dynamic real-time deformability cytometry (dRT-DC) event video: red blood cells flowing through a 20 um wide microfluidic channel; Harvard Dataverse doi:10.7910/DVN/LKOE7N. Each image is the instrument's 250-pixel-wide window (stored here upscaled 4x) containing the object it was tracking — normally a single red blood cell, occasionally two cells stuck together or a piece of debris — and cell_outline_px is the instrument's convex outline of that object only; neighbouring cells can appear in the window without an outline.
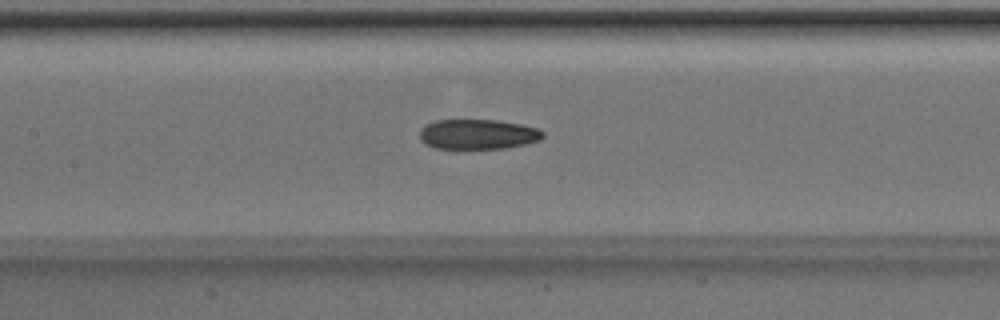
{"species": "Egyptian fruit bat (a non-hibernating species)", "species_latin": "Rousettus aegyptiacus", "temperature_condition": "room temperature", "stored_images_in_passage": 44, "camera_frame_rate_fps": 3000, "um_per_image_px": 0.085, "animal": {"sex": "male"}, "frame": {"image": 1, "passage_image": 17, "time_ms": 5.333, "image_size_px": [1000, 320], "cell_outline_px": [[544, 136], [540, 140], [524, 144], [504, 148], [436, 148], [424, 144], [420, 140], [420, 128], [424, 124], [436, 120], [496, 120], [520, 124], [536, 128], [544, 132]], "centroid_in_image_um": [40.58, 11.4], "position_along_channel_um": 166.8, "area_um2": 21.5}}
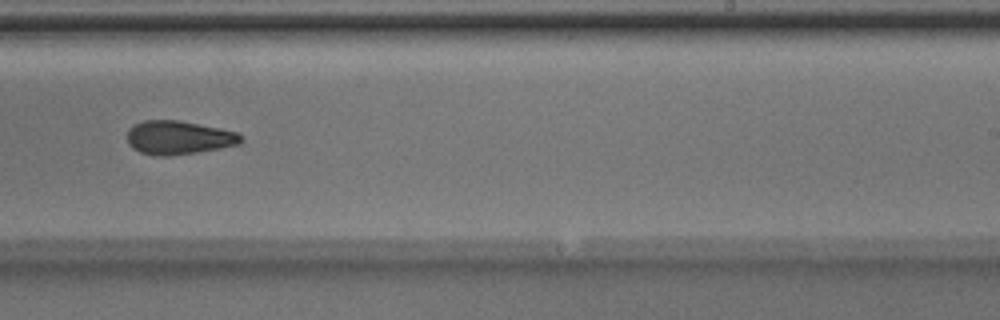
{"frame": {"image": 2, "passage_image": 25, "time_ms": 8.0, "image_size_px": [1000, 320], "cell_outline_px": [[244, 140], [240, 144], [220, 148], [196, 152], [168, 156], [152, 156], [140, 152], [132, 148], [128, 144], [128, 128], [144, 120], [180, 120], [220, 128], [236, 132], [244, 136]], "centroid_in_image_um": [15.19, 11.7], "position_along_channel_um": 273.8, "area_um2": 22.48}}
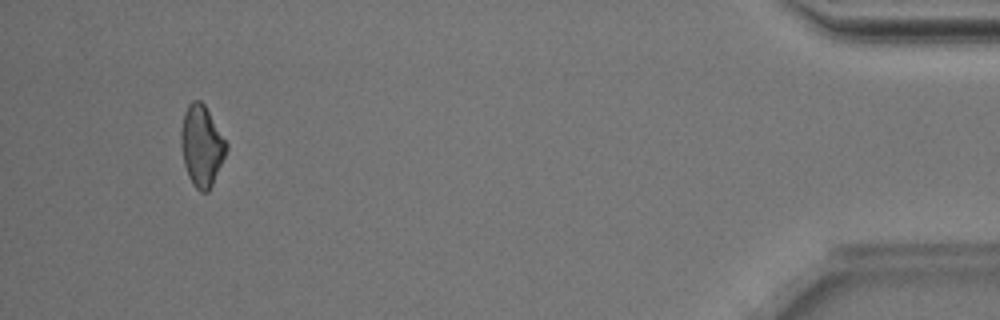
{"frame": {"image": 3, "passage_image": 41, "time_ms": 13.333, "image_size_px": [1000, 320], "cell_outline_px": [[228, 148], [212, 184], [208, 192], [200, 192], [192, 184], [188, 176], [184, 164], [180, 144], [180, 128], [184, 112], [188, 104], [192, 100], [200, 100], [204, 104], [228, 144]], "centroid_in_image_um": [17.11, 12.38], "position_along_channel_um": 418.1, "area_um2": 21.39}, "authors_computed_cell_mechanics": {"area_um2": 22.0218, "velocity_mm_per_s": 4.0374, "shape_relaxation_time_tau1_ms": 9.8303, "shape_relaxation_time_tau2_ms": 2.5857, "deformation_change_tau1": 0.2077, "deformation_change_tau2": 0.0888}}